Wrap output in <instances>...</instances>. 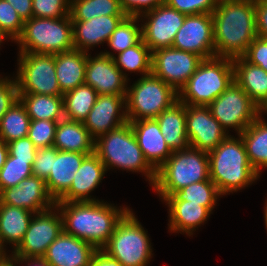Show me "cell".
<instances>
[{"label": "cell", "mask_w": 267, "mask_h": 266, "mask_svg": "<svg viewBox=\"0 0 267 266\" xmlns=\"http://www.w3.org/2000/svg\"><path fill=\"white\" fill-rule=\"evenodd\" d=\"M211 15L215 57H242L258 36L255 0H219Z\"/></svg>", "instance_id": "cell-1"}, {"label": "cell", "mask_w": 267, "mask_h": 266, "mask_svg": "<svg viewBox=\"0 0 267 266\" xmlns=\"http://www.w3.org/2000/svg\"><path fill=\"white\" fill-rule=\"evenodd\" d=\"M61 211L63 231L92 244L101 250L110 239L118 222L130 210L106 204L103 201L93 202H55Z\"/></svg>", "instance_id": "cell-2"}, {"label": "cell", "mask_w": 267, "mask_h": 266, "mask_svg": "<svg viewBox=\"0 0 267 266\" xmlns=\"http://www.w3.org/2000/svg\"><path fill=\"white\" fill-rule=\"evenodd\" d=\"M229 135L208 152L209 178L221 195L237 192L257 180L259 174L251 166L243 140Z\"/></svg>", "instance_id": "cell-3"}, {"label": "cell", "mask_w": 267, "mask_h": 266, "mask_svg": "<svg viewBox=\"0 0 267 266\" xmlns=\"http://www.w3.org/2000/svg\"><path fill=\"white\" fill-rule=\"evenodd\" d=\"M94 153L105 165L106 171L110 167H117L141 172L154 185L156 170L145 159L130 122L98 137L94 143Z\"/></svg>", "instance_id": "cell-4"}, {"label": "cell", "mask_w": 267, "mask_h": 266, "mask_svg": "<svg viewBox=\"0 0 267 266\" xmlns=\"http://www.w3.org/2000/svg\"><path fill=\"white\" fill-rule=\"evenodd\" d=\"M234 81L233 60L213 57L204 59L196 72L178 92L186 105L208 106Z\"/></svg>", "instance_id": "cell-5"}, {"label": "cell", "mask_w": 267, "mask_h": 266, "mask_svg": "<svg viewBox=\"0 0 267 266\" xmlns=\"http://www.w3.org/2000/svg\"><path fill=\"white\" fill-rule=\"evenodd\" d=\"M209 179L208 153L188 147L174 151L166 162L156 170L153 189L159 196H169L192 183Z\"/></svg>", "instance_id": "cell-6"}, {"label": "cell", "mask_w": 267, "mask_h": 266, "mask_svg": "<svg viewBox=\"0 0 267 266\" xmlns=\"http://www.w3.org/2000/svg\"><path fill=\"white\" fill-rule=\"evenodd\" d=\"M19 53L57 54L75 49L70 15L61 18L31 17L15 41Z\"/></svg>", "instance_id": "cell-7"}, {"label": "cell", "mask_w": 267, "mask_h": 266, "mask_svg": "<svg viewBox=\"0 0 267 266\" xmlns=\"http://www.w3.org/2000/svg\"><path fill=\"white\" fill-rule=\"evenodd\" d=\"M132 209L118 222L109 242L101 249L122 266H147L152 257L151 243Z\"/></svg>", "instance_id": "cell-8"}, {"label": "cell", "mask_w": 267, "mask_h": 266, "mask_svg": "<svg viewBox=\"0 0 267 266\" xmlns=\"http://www.w3.org/2000/svg\"><path fill=\"white\" fill-rule=\"evenodd\" d=\"M177 101L178 92L162 79L152 73L142 76L127 88V120L156 119L162 111Z\"/></svg>", "instance_id": "cell-9"}, {"label": "cell", "mask_w": 267, "mask_h": 266, "mask_svg": "<svg viewBox=\"0 0 267 266\" xmlns=\"http://www.w3.org/2000/svg\"><path fill=\"white\" fill-rule=\"evenodd\" d=\"M17 84L19 93L63 95L59 87L55 54L20 53Z\"/></svg>", "instance_id": "cell-10"}, {"label": "cell", "mask_w": 267, "mask_h": 266, "mask_svg": "<svg viewBox=\"0 0 267 266\" xmlns=\"http://www.w3.org/2000/svg\"><path fill=\"white\" fill-rule=\"evenodd\" d=\"M208 107L227 132L228 127L233 128L238 135L261 114L259 107L235 81Z\"/></svg>", "instance_id": "cell-11"}, {"label": "cell", "mask_w": 267, "mask_h": 266, "mask_svg": "<svg viewBox=\"0 0 267 266\" xmlns=\"http://www.w3.org/2000/svg\"><path fill=\"white\" fill-rule=\"evenodd\" d=\"M56 208V214L55 211ZM54 210V211H52ZM58 207L34 213L22 242L12 252L14 258H43L49 245L62 233L63 219Z\"/></svg>", "instance_id": "cell-12"}, {"label": "cell", "mask_w": 267, "mask_h": 266, "mask_svg": "<svg viewBox=\"0 0 267 266\" xmlns=\"http://www.w3.org/2000/svg\"><path fill=\"white\" fill-rule=\"evenodd\" d=\"M202 61L194 53L173 47L163 48L152 52L151 73L179 92Z\"/></svg>", "instance_id": "cell-13"}, {"label": "cell", "mask_w": 267, "mask_h": 266, "mask_svg": "<svg viewBox=\"0 0 267 266\" xmlns=\"http://www.w3.org/2000/svg\"><path fill=\"white\" fill-rule=\"evenodd\" d=\"M139 17H146L142 25V40L154 52L172 47L177 31L185 21V14L163 3ZM148 19V20H147Z\"/></svg>", "instance_id": "cell-14"}, {"label": "cell", "mask_w": 267, "mask_h": 266, "mask_svg": "<svg viewBox=\"0 0 267 266\" xmlns=\"http://www.w3.org/2000/svg\"><path fill=\"white\" fill-rule=\"evenodd\" d=\"M172 47L194 53L203 60L215 57L212 15L205 13L186 15Z\"/></svg>", "instance_id": "cell-15"}, {"label": "cell", "mask_w": 267, "mask_h": 266, "mask_svg": "<svg viewBox=\"0 0 267 266\" xmlns=\"http://www.w3.org/2000/svg\"><path fill=\"white\" fill-rule=\"evenodd\" d=\"M186 133L190 147L207 153L229 136L208 106L194 105H186Z\"/></svg>", "instance_id": "cell-16"}, {"label": "cell", "mask_w": 267, "mask_h": 266, "mask_svg": "<svg viewBox=\"0 0 267 266\" xmlns=\"http://www.w3.org/2000/svg\"><path fill=\"white\" fill-rule=\"evenodd\" d=\"M121 108L126 109V95H98L83 122L94 140L128 122L126 110Z\"/></svg>", "instance_id": "cell-17"}, {"label": "cell", "mask_w": 267, "mask_h": 266, "mask_svg": "<svg viewBox=\"0 0 267 266\" xmlns=\"http://www.w3.org/2000/svg\"><path fill=\"white\" fill-rule=\"evenodd\" d=\"M127 83L122 72L110 56L101 52L96 57L87 53L84 84L91 86L98 95H126Z\"/></svg>", "instance_id": "cell-18"}, {"label": "cell", "mask_w": 267, "mask_h": 266, "mask_svg": "<svg viewBox=\"0 0 267 266\" xmlns=\"http://www.w3.org/2000/svg\"><path fill=\"white\" fill-rule=\"evenodd\" d=\"M0 204L13 205L33 213L46 211L55 206L45 181L37 176L23 179L18 186L0 192Z\"/></svg>", "instance_id": "cell-19"}, {"label": "cell", "mask_w": 267, "mask_h": 266, "mask_svg": "<svg viewBox=\"0 0 267 266\" xmlns=\"http://www.w3.org/2000/svg\"><path fill=\"white\" fill-rule=\"evenodd\" d=\"M96 251L92 244L62 231L43 258L51 266H90Z\"/></svg>", "instance_id": "cell-20"}, {"label": "cell", "mask_w": 267, "mask_h": 266, "mask_svg": "<svg viewBox=\"0 0 267 266\" xmlns=\"http://www.w3.org/2000/svg\"><path fill=\"white\" fill-rule=\"evenodd\" d=\"M130 122L138 145L147 162L158 170L172 155L155 119H142Z\"/></svg>", "instance_id": "cell-21"}, {"label": "cell", "mask_w": 267, "mask_h": 266, "mask_svg": "<svg viewBox=\"0 0 267 266\" xmlns=\"http://www.w3.org/2000/svg\"><path fill=\"white\" fill-rule=\"evenodd\" d=\"M105 172V165L99 157L95 153L88 155L75 172L70 188L56 202L99 201L89 194L100 184Z\"/></svg>", "instance_id": "cell-22"}, {"label": "cell", "mask_w": 267, "mask_h": 266, "mask_svg": "<svg viewBox=\"0 0 267 266\" xmlns=\"http://www.w3.org/2000/svg\"><path fill=\"white\" fill-rule=\"evenodd\" d=\"M127 16H98L86 21H72L73 44L76 50L88 49L108 42L111 34Z\"/></svg>", "instance_id": "cell-23"}, {"label": "cell", "mask_w": 267, "mask_h": 266, "mask_svg": "<svg viewBox=\"0 0 267 266\" xmlns=\"http://www.w3.org/2000/svg\"><path fill=\"white\" fill-rule=\"evenodd\" d=\"M87 156V154L57 150L51 172L45 180L47 191L55 202L70 188L75 172Z\"/></svg>", "instance_id": "cell-24"}, {"label": "cell", "mask_w": 267, "mask_h": 266, "mask_svg": "<svg viewBox=\"0 0 267 266\" xmlns=\"http://www.w3.org/2000/svg\"><path fill=\"white\" fill-rule=\"evenodd\" d=\"M234 81L261 110L267 103V72L243 57L233 58Z\"/></svg>", "instance_id": "cell-25"}, {"label": "cell", "mask_w": 267, "mask_h": 266, "mask_svg": "<svg viewBox=\"0 0 267 266\" xmlns=\"http://www.w3.org/2000/svg\"><path fill=\"white\" fill-rule=\"evenodd\" d=\"M166 144L172 152L185 150L189 147L186 133V104L179 100L162 111L155 119Z\"/></svg>", "instance_id": "cell-26"}, {"label": "cell", "mask_w": 267, "mask_h": 266, "mask_svg": "<svg viewBox=\"0 0 267 266\" xmlns=\"http://www.w3.org/2000/svg\"><path fill=\"white\" fill-rule=\"evenodd\" d=\"M87 52L70 50L55 54L56 77L64 94L84 84Z\"/></svg>", "instance_id": "cell-27"}, {"label": "cell", "mask_w": 267, "mask_h": 266, "mask_svg": "<svg viewBox=\"0 0 267 266\" xmlns=\"http://www.w3.org/2000/svg\"><path fill=\"white\" fill-rule=\"evenodd\" d=\"M94 143L83 122L65 118L58 122L53 143L57 150L90 155L94 153Z\"/></svg>", "instance_id": "cell-28"}, {"label": "cell", "mask_w": 267, "mask_h": 266, "mask_svg": "<svg viewBox=\"0 0 267 266\" xmlns=\"http://www.w3.org/2000/svg\"><path fill=\"white\" fill-rule=\"evenodd\" d=\"M169 207V229L173 232L186 233L192 235L193 231L207 221L210 213L207 207L200 203H189L181 200H163Z\"/></svg>", "instance_id": "cell-29"}, {"label": "cell", "mask_w": 267, "mask_h": 266, "mask_svg": "<svg viewBox=\"0 0 267 266\" xmlns=\"http://www.w3.org/2000/svg\"><path fill=\"white\" fill-rule=\"evenodd\" d=\"M33 212L13 205L0 204V245L11 243L15 250L28 230Z\"/></svg>", "instance_id": "cell-30"}, {"label": "cell", "mask_w": 267, "mask_h": 266, "mask_svg": "<svg viewBox=\"0 0 267 266\" xmlns=\"http://www.w3.org/2000/svg\"><path fill=\"white\" fill-rule=\"evenodd\" d=\"M260 114L240 136L243 140L248 160L255 171L267 168V123Z\"/></svg>", "instance_id": "cell-31"}, {"label": "cell", "mask_w": 267, "mask_h": 266, "mask_svg": "<svg viewBox=\"0 0 267 266\" xmlns=\"http://www.w3.org/2000/svg\"><path fill=\"white\" fill-rule=\"evenodd\" d=\"M31 120L57 121L64 119L63 95L19 93Z\"/></svg>", "instance_id": "cell-32"}, {"label": "cell", "mask_w": 267, "mask_h": 266, "mask_svg": "<svg viewBox=\"0 0 267 266\" xmlns=\"http://www.w3.org/2000/svg\"><path fill=\"white\" fill-rule=\"evenodd\" d=\"M103 55L113 58L115 65L122 72L123 76L127 79L125 69L128 72H139L142 76L151 74L152 71V51L141 40L138 44L127 48L126 50L118 53V58L110 52H102Z\"/></svg>", "instance_id": "cell-33"}, {"label": "cell", "mask_w": 267, "mask_h": 266, "mask_svg": "<svg viewBox=\"0 0 267 266\" xmlns=\"http://www.w3.org/2000/svg\"><path fill=\"white\" fill-rule=\"evenodd\" d=\"M98 93L89 85L82 84L63 94L64 118L84 122L94 106Z\"/></svg>", "instance_id": "cell-34"}, {"label": "cell", "mask_w": 267, "mask_h": 266, "mask_svg": "<svg viewBox=\"0 0 267 266\" xmlns=\"http://www.w3.org/2000/svg\"><path fill=\"white\" fill-rule=\"evenodd\" d=\"M98 16H127L119 0H71L72 21H86Z\"/></svg>", "instance_id": "cell-35"}, {"label": "cell", "mask_w": 267, "mask_h": 266, "mask_svg": "<svg viewBox=\"0 0 267 266\" xmlns=\"http://www.w3.org/2000/svg\"><path fill=\"white\" fill-rule=\"evenodd\" d=\"M221 196L215 183L208 180L192 183L180 190L175 191L169 196H160L163 200H181L189 203H200L207 207L211 212L216 205L218 197Z\"/></svg>", "instance_id": "cell-36"}, {"label": "cell", "mask_w": 267, "mask_h": 266, "mask_svg": "<svg viewBox=\"0 0 267 266\" xmlns=\"http://www.w3.org/2000/svg\"><path fill=\"white\" fill-rule=\"evenodd\" d=\"M30 117L18 99L0 121V140L6 143L28 136Z\"/></svg>", "instance_id": "cell-37"}, {"label": "cell", "mask_w": 267, "mask_h": 266, "mask_svg": "<svg viewBox=\"0 0 267 266\" xmlns=\"http://www.w3.org/2000/svg\"><path fill=\"white\" fill-rule=\"evenodd\" d=\"M140 17L127 16L108 39V46L120 53L142 40V27L137 26Z\"/></svg>", "instance_id": "cell-38"}, {"label": "cell", "mask_w": 267, "mask_h": 266, "mask_svg": "<svg viewBox=\"0 0 267 266\" xmlns=\"http://www.w3.org/2000/svg\"><path fill=\"white\" fill-rule=\"evenodd\" d=\"M34 160H16L9 153L0 170V192L18 186L23 179L33 175Z\"/></svg>", "instance_id": "cell-39"}, {"label": "cell", "mask_w": 267, "mask_h": 266, "mask_svg": "<svg viewBox=\"0 0 267 266\" xmlns=\"http://www.w3.org/2000/svg\"><path fill=\"white\" fill-rule=\"evenodd\" d=\"M57 121L31 120L28 138L37 148L51 147L54 143Z\"/></svg>", "instance_id": "cell-40"}, {"label": "cell", "mask_w": 267, "mask_h": 266, "mask_svg": "<svg viewBox=\"0 0 267 266\" xmlns=\"http://www.w3.org/2000/svg\"><path fill=\"white\" fill-rule=\"evenodd\" d=\"M71 0H32L33 17L61 18L70 15Z\"/></svg>", "instance_id": "cell-41"}, {"label": "cell", "mask_w": 267, "mask_h": 266, "mask_svg": "<svg viewBox=\"0 0 267 266\" xmlns=\"http://www.w3.org/2000/svg\"><path fill=\"white\" fill-rule=\"evenodd\" d=\"M24 21L6 0H0V29L16 41L22 34Z\"/></svg>", "instance_id": "cell-42"}, {"label": "cell", "mask_w": 267, "mask_h": 266, "mask_svg": "<svg viewBox=\"0 0 267 266\" xmlns=\"http://www.w3.org/2000/svg\"><path fill=\"white\" fill-rule=\"evenodd\" d=\"M219 0H165V3L185 15L212 14Z\"/></svg>", "instance_id": "cell-43"}, {"label": "cell", "mask_w": 267, "mask_h": 266, "mask_svg": "<svg viewBox=\"0 0 267 266\" xmlns=\"http://www.w3.org/2000/svg\"><path fill=\"white\" fill-rule=\"evenodd\" d=\"M56 155L57 149L54 146L38 148L32 166L33 175L45 181L49 177Z\"/></svg>", "instance_id": "cell-44"}, {"label": "cell", "mask_w": 267, "mask_h": 266, "mask_svg": "<svg viewBox=\"0 0 267 266\" xmlns=\"http://www.w3.org/2000/svg\"><path fill=\"white\" fill-rule=\"evenodd\" d=\"M242 57L267 72V37L257 36Z\"/></svg>", "instance_id": "cell-45"}, {"label": "cell", "mask_w": 267, "mask_h": 266, "mask_svg": "<svg viewBox=\"0 0 267 266\" xmlns=\"http://www.w3.org/2000/svg\"><path fill=\"white\" fill-rule=\"evenodd\" d=\"M19 99L18 84L14 80L0 78V121L4 114Z\"/></svg>", "instance_id": "cell-46"}, {"label": "cell", "mask_w": 267, "mask_h": 266, "mask_svg": "<svg viewBox=\"0 0 267 266\" xmlns=\"http://www.w3.org/2000/svg\"><path fill=\"white\" fill-rule=\"evenodd\" d=\"M8 153L16 160H35L37 147L28 138H20L7 143Z\"/></svg>", "instance_id": "cell-47"}, {"label": "cell", "mask_w": 267, "mask_h": 266, "mask_svg": "<svg viewBox=\"0 0 267 266\" xmlns=\"http://www.w3.org/2000/svg\"><path fill=\"white\" fill-rule=\"evenodd\" d=\"M119 2L127 16L139 17L143 13L165 3V0H119Z\"/></svg>", "instance_id": "cell-48"}, {"label": "cell", "mask_w": 267, "mask_h": 266, "mask_svg": "<svg viewBox=\"0 0 267 266\" xmlns=\"http://www.w3.org/2000/svg\"><path fill=\"white\" fill-rule=\"evenodd\" d=\"M256 32L259 37H267V0H255Z\"/></svg>", "instance_id": "cell-49"}, {"label": "cell", "mask_w": 267, "mask_h": 266, "mask_svg": "<svg viewBox=\"0 0 267 266\" xmlns=\"http://www.w3.org/2000/svg\"><path fill=\"white\" fill-rule=\"evenodd\" d=\"M25 22L33 17L32 0H6Z\"/></svg>", "instance_id": "cell-50"}, {"label": "cell", "mask_w": 267, "mask_h": 266, "mask_svg": "<svg viewBox=\"0 0 267 266\" xmlns=\"http://www.w3.org/2000/svg\"><path fill=\"white\" fill-rule=\"evenodd\" d=\"M90 266H122L117 260L109 257L104 251L97 250L92 257Z\"/></svg>", "instance_id": "cell-51"}, {"label": "cell", "mask_w": 267, "mask_h": 266, "mask_svg": "<svg viewBox=\"0 0 267 266\" xmlns=\"http://www.w3.org/2000/svg\"><path fill=\"white\" fill-rule=\"evenodd\" d=\"M17 264L21 263H27V266H51L47 263V261L44 258H15ZM28 261V262H27Z\"/></svg>", "instance_id": "cell-52"}, {"label": "cell", "mask_w": 267, "mask_h": 266, "mask_svg": "<svg viewBox=\"0 0 267 266\" xmlns=\"http://www.w3.org/2000/svg\"><path fill=\"white\" fill-rule=\"evenodd\" d=\"M7 156H8V145L3 140H0V170L5 164Z\"/></svg>", "instance_id": "cell-53"}, {"label": "cell", "mask_w": 267, "mask_h": 266, "mask_svg": "<svg viewBox=\"0 0 267 266\" xmlns=\"http://www.w3.org/2000/svg\"><path fill=\"white\" fill-rule=\"evenodd\" d=\"M16 264V259L9 255L0 261V266H16Z\"/></svg>", "instance_id": "cell-54"}, {"label": "cell", "mask_w": 267, "mask_h": 266, "mask_svg": "<svg viewBox=\"0 0 267 266\" xmlns=\"http://www.w3.org/2000/svg\"><path fill=\"white\" fill-rule=\"evenodd\" d=\"M7 37L10 38V36H8L3 30L0 29V45H1L2 41L5 40L4 38L7 39Z\"/></svg>", "instance_id": "cell-55"}, {"label": "cell", "mask_w": 267, "mask_h": 266, "mask_svg": "<svg viewBox=\"0 0 267 266\" xmlns=\"http://www.w3.org/2000/svg\"><path fill=\"white\" fill-rule=\"evenodd\" d=\"M6 256V251H4V249L0 245V261L3 260Z\"/></svg>", "instance_id": "cell-56"}, {"label": "cell", "mask_w": 267, "mask_h": 266, "mask_svg": "<svg viewBox=\"0 0 267 266\" xmlns=\"http://www.w3.org/2000/svg\"><path fill=\"white\" fill-rule=\"evenodd\" d=\"M264 218H265V225H266V229H267V201H266V205H265V210H264Z\"/></svg>", "instance_id": "cell-57"}, {"label": "cell", "mask_w": 267, "mask_h": 266, "mask_svg": "<svg viewBox=\"0 0 267 266\" xmlns=\"http://www.w3.org/2000/svg\"><path fill=\"white\" fill-rule=\"evenodd\" d=\"M265 111V113L267 114V103L265 104V106L261 109V114Z\"/></svg>", "instance_id": "cell-58"}]
</instances>
